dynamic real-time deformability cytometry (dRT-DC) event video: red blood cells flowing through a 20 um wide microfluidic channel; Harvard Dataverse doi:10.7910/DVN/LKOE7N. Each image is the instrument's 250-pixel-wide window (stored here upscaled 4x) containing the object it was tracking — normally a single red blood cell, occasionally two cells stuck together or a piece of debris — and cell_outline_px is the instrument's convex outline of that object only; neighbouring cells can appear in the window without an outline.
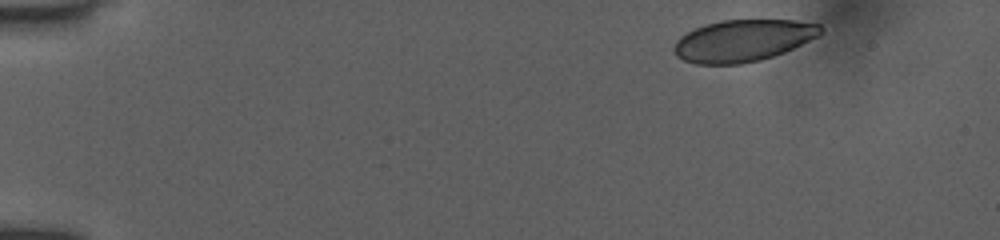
{"species": "human", "species_latin": "Homo sapiens", "temperature_condition": "room temperature", "stored_images_in_passage": 35, "camera_frame_rate_fps": 3000, "um_per_image_px": 0.085, "donor": {"sex": "female"}, "frame": {"image": 1, "passage_image": 1, "time_ms": 0.0, "image_size_px": [1000, 240], "cell_outline_px": [[820, 32], [816, 36], [784, 52], [760, 60], [740, 64], [696, 64], [684, 60], [676, 56], [672, 48], [676, 40], [680, 36], [704, 24], [720, 20], [792, 20], [820, 24]], "centroid_in_image_um": [63.08, 3.45], "position_along_channel_um": 21.9, "area_um2": 35.43}}
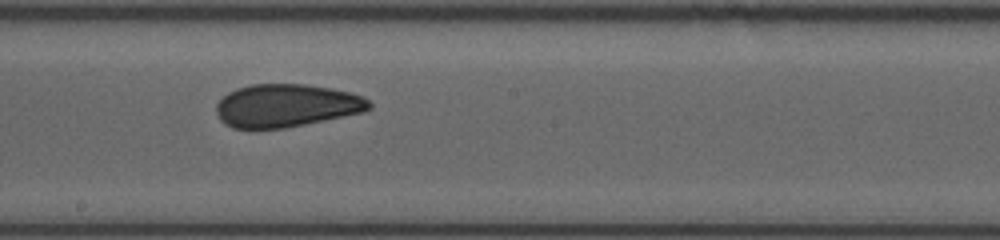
{"frame": {"image": 2, "passage_image": 16, "time_ms": 8.0, "image_size_px": [1000, 240], "cell_outline_px": [[372, 108], [364, 112], [284, 128], [232, 128], [224, 124], [220, 120], [216, 112], [216, 104], [228, 92], [236, 88], [252, 84], [304, 84], [332, 88], [364, 96], [372, 104]], "centroid_in_image_um": [24.34, 8.97], "position_along_channel_um": 223.9, "area_um2": 38.32}}
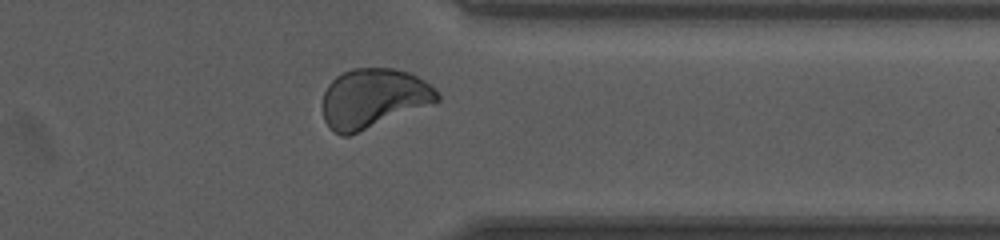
{"frame": {"image": 3, "passage_image": 28, "time_ms": 12.0, "image_size_px": [1000, 240], "cell_outline_px": [[440, 100], [432, 104], [348, 136], [340, 136], [332, 132], [328, 128], [324, 120], [324, 92], [328, 84], [336, 76], [352, 68], [396, 68], [408, 72], [424, 80], [440, 92]], "centroid_in_image_um": [31.74, 8.36], "position_along_channel_um": 379.7, "area_um2": 39.77}, "authors_computed_cell_mechanics": {"area_um2": 38.3792, "velocity_mm_per_s": 3.9578, "shape_relaxation_time_tau1_ms": 8.4867, "shape_relaxation_time_tau2_ms": 1.1109, "deformation_change_tau1": 0.1312, "deformation_change_tau2": 0.0421}}